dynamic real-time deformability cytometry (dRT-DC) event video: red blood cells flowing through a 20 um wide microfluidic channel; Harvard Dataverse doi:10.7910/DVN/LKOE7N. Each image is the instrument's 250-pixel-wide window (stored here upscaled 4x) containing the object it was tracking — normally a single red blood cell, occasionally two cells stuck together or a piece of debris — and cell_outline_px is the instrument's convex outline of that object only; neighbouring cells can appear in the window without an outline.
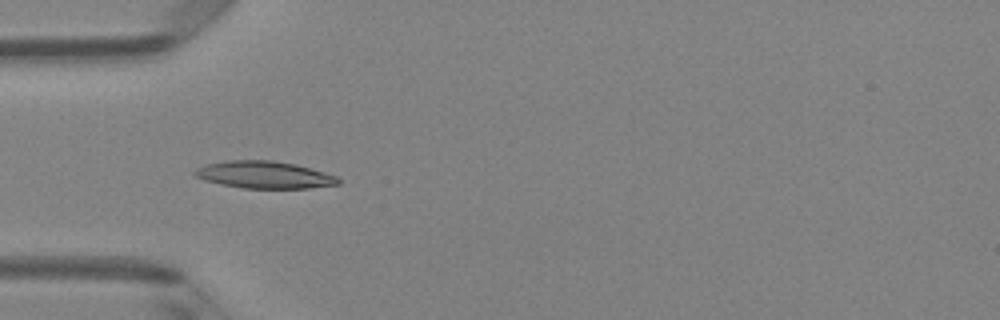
{"species": "Egyptian fruit bat (a non-hibernating species)", "species_latin": "Rousettus aegyptiacus", "temperature_condition": "room temperature", "stored_images_in_passage": 6, "camera_frame_rate_fps": 3000, "um_per_image_px": 0.085, "animal": {"sex": "female"}, "frame": {"image": 1, "passage_image": 4, "time_ms": 3.333, "image_size_px": [1000, 320], "cell_outline_px": [[340, 184], [308, 188], [244, 188], [220, 184], [204, 180], [196, 176], [192, 172], [196, 168], [208, 164], [228, 160], [272, 160], [296, 164], [324, 172], [336, 176], [340, 180]], "centroid_in_image_um": [22.46, 14.85], "position_along_channel_um": 62.5, "area_um2": 22.66}}
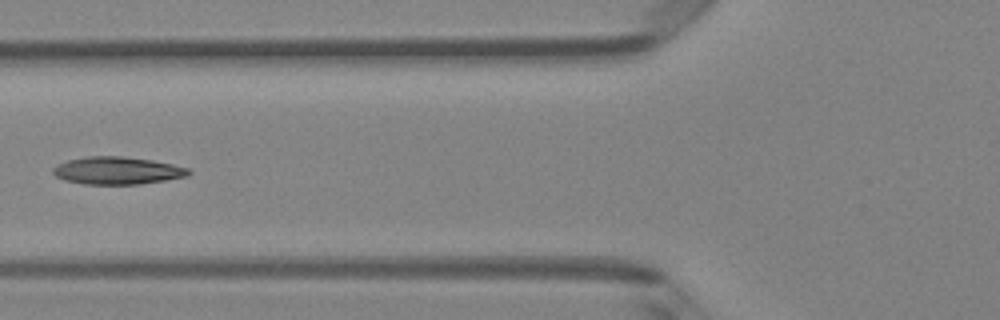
{"frame": {"image": 2, "passage_image": 5, "time_ms": 4.667, "image_size_px": [1000, 320], "cell_outline_px": [[192, 172], [188, 176], [140, 184], [84, 184], [64, 180], [56, 176], [52, 172], [52, 168], [68, 160], [88, 156], [124, 156], [152, 160], [172, 164], [188, 168]], "centroid_in_image_um": [9.98, 14.5], "position_along_channel_um": 115.8, "area_um2": 21.68}}
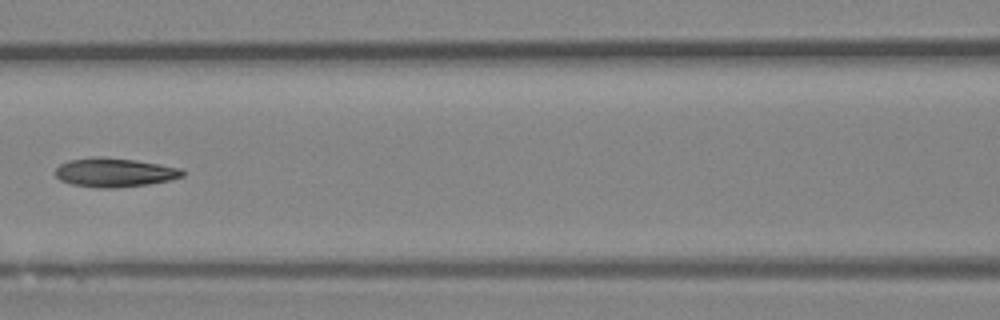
{"frame": {"image": 3, "passage_image": 6, "time_ms": 5.667, "image_size_px": [1000, 320], "cell_outline_px": [[184, 176], [168, 180], [148, 184], [116, 188], [100, 188], [72, 184], [60, 180], [56, 176], [56, 168], [60, 164], [68, 160], [92, 156], [100, 156], [136, 160], [184, 168]], "centroid_in_image_um": [9.74, 14.64], "position_along_channel_um": 156.9, "area_um2": 21.62}}